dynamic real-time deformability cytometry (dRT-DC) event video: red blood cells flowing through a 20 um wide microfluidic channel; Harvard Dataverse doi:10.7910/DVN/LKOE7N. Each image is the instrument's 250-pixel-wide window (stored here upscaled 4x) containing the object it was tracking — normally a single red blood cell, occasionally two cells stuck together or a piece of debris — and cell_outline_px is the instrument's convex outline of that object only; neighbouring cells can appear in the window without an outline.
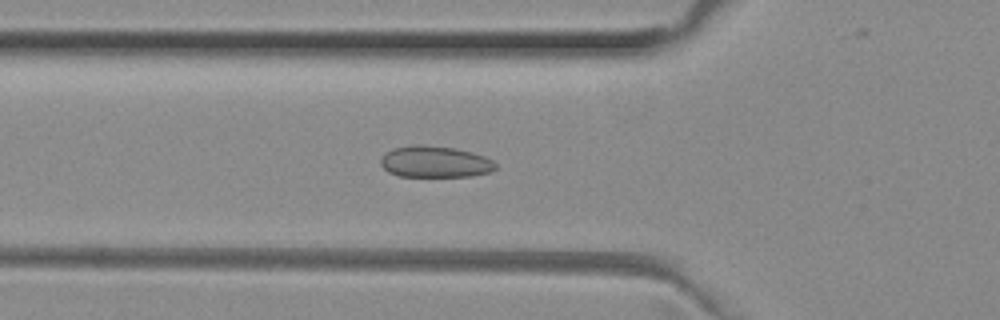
{"species": "common noctule bat (a hibernating species)", "species_latin": "Nyctalus noctula", "temperature_condition": "room temperature", "stored_images_in_passage": 37, "camera_frame_rate_fps": 3000, "um_per_image_px": 0.085, "animal": {"sex": "female", "body_mass_g": 29.2, "forearm_length_mm": 56.3}, "frame": {"image": 1, "passage_image": 4, "time_ms": 1.0, "image_size_px": [1000, 320], "cell_outline_px": [[496, 168], [488, 172], [472, 176], [400, 176], [388, 172], [380, 164], [380, 160], [392, 148], [412, 144], [424, 144], [456, 148], [472, 152], [484, 156], [492, 160], [496, 164]], "centroid_in_image_um": [36.97, 13.74], "position_along_channel_um": 88.8, "area_um2": 21.1}}
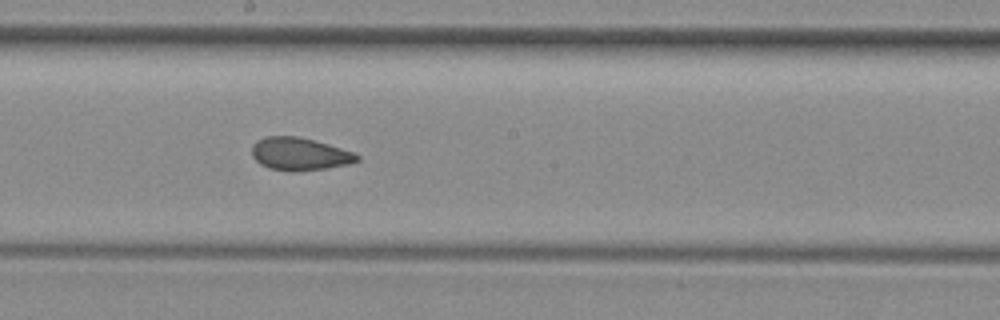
{"frame": {"image": 2, "passage_image": 14, "time_ms": 4.333, "image_size_px": [1000, 320], "cell_outline_px": [[360, 160], [348, 164], [328, 168], [296, 172], [292, 172], [268, 168], [260, 164], [252, 156], [252, 144], [256, 140], [268, 136], [296, 136], [328, 144], [352, 152], [360, 156]], "centroid_in_image_um": [25.44, 13.1], "position_along_channel_um": 222.8, "area_um2": 20.11}}
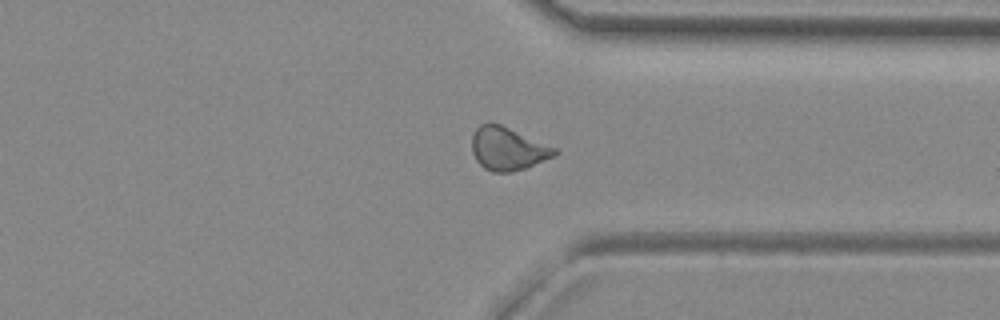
{"frame": {"image": 3, "passage_image": 25, "time_ms": 8.0, "image_size_px": [1000, 320], "cell_outline_px": [[560, 152], [556, 156], [524, 168], [512, 172], [492, 172], [484, 168], [476, 160], [472, 152], [472, 136], [476, 128], [480, 124], [488, 120], [500, 124], [556, 148]], "centroid_in_image_um": [43.14, 12.63], "position_along_channel_um": 368.3, "area_um2": 20.87}, "authors_computed_cell_mechanics": {"area_um2": 20.2878, "velocity_mm_per_s": 4.0065, "shape_relaxation_time_tau1_ms": null, "shape_relaxation_time_tau2_ms": 1.7647, "deformation_change_tau1": null, "deformation_change_tau2": 0.0668}}